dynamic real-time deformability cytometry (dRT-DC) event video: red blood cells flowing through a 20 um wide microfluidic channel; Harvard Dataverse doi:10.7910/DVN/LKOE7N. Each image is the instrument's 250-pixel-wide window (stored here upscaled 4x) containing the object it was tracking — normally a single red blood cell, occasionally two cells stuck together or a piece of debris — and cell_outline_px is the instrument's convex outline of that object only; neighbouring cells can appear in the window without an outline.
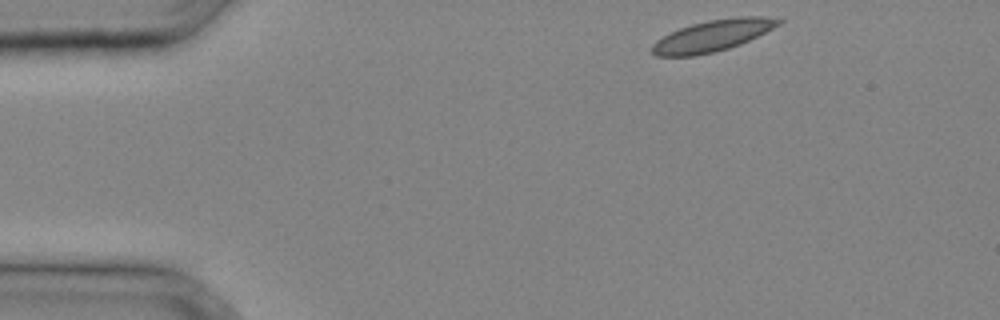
{"species": "common noctule bat (a hibernating species)", "species_latin": "Nyctalus noctula", "temperature_condition": "cold", "stored_images_in_passage": 27, "camera_frame_rate_fps": 3000, "um_per_image_px": 0.085, "animal": {"sex": "male", "body_mass_g": 20.4}, "frame": {"image": 1, "passage_image": 1, "time_ms": 0.0, "image_size_px": [1000, 320], "cell_outline_px": [[784, 20], [780, 24], [740, 44], [728, 48], [696, 56], [656, 56], [652, 52], [652, 44], [656, 40], [680, 28], [692, 24], [708, 20], [740, 16], [764, 16]], "centroid_in_image_um": [60.56, 3.03], "position_along_channel_um": 24.4, "area_um2": 22.77}}
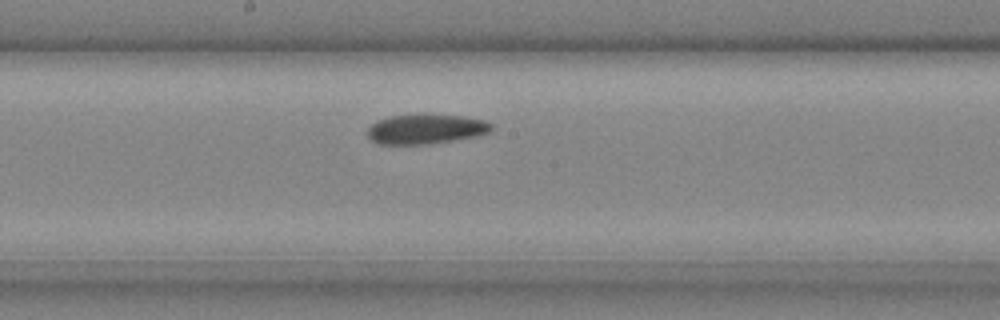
{"frame": {"image": 2, "passage_image": 15, "time_ms": 4.667, "image_size_px": [1000, 320], "cell_outline_px": [[492, 128], [488, 132], [476, 136], [428, 144], [376, 144], [368, 136], [368, 128], [376, 120], [388, 116], [420, 112], [464, 116], [484, 120], [492, 124]], "centroid_in_image_um": [36.15, 10.93], "position_along_channel_um": 212.0, "area_um2": 22.02}}
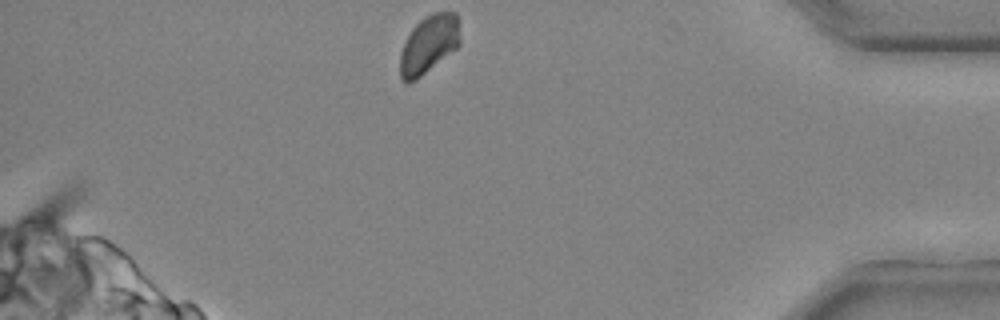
{"frame": {"image": 3, "passage_image": 27, "time_ms": 8.667, "image_size_px": [1000, 320], "cell_outline_px": [[460, 44], [456, 48], [416, 80], [408, 84], [400, 80], [400, 52], [412, 28], [424, 16], [432, 12], [456, 12], [460, 40]], "centroid_in_image_um": [36.42, 3.78], "position_along_channel_um": 398.8, "area_um2": 20.29}}